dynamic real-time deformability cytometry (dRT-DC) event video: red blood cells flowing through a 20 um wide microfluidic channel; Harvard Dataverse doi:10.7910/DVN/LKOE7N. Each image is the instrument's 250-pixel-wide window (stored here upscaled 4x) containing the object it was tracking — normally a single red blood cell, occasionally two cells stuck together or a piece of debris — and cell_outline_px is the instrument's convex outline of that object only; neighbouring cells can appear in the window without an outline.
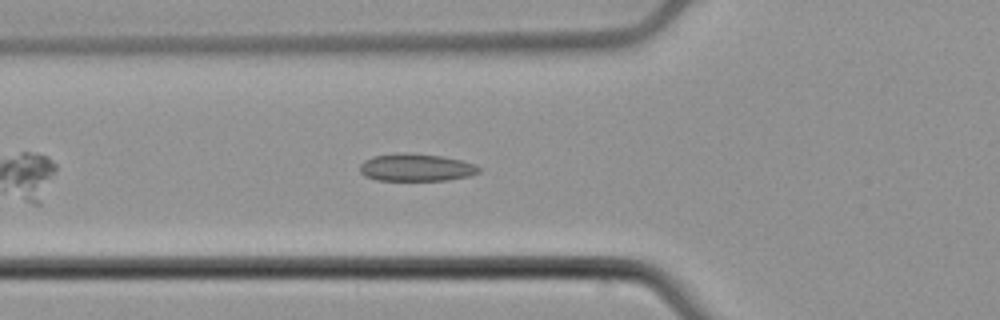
{"species": "common noctule bat (a hibernating species)", "species_latin": "Nyctalus noctula", "temperature_condition": "cold", "stored_images_in_passage": 42, "camera_frame_rate_fps": 3000, "um_per_image_px": 0.085, "animal": {"sex": "male", "body_mass_g": 21.5, "forearm_length_mm": 52.0}, "frame": {"image": 1, "passage_image": 8, "time_ms": 2.333, "image_size_px": [1000, 320], "cell_outline_px": [[480, 172], [468, 176], [448, 180], [376, 180], [364, 176], [360, 172], [360, 164], [364, 160], [372, 156], [396, 152], [404, 152], [440, 156], [464, 160], [476, 164], [480, 168]], "centroid_in_image_um": [35.35, 14.22], "position_along_channel_um": 90.4, "area_um2": 19.31}}
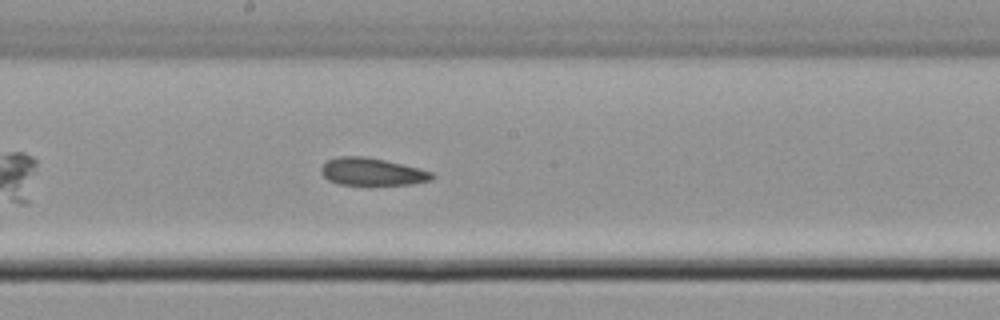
{"frame": {"image": 2, "passage_image": 18, "time_ms": 5.667, "image_size_px": [1000, 320], "cell_outline_px": [[436, 176], [432, 180], [412, 184], [340, 184], [328, 180], [320, 172], [320, 168], [328, 160], [336, 156], [364, 156], [384, 160], [420, 168], [432, 172]], "centroid_in_image_um": [31.63, 14.59], "position_along_channel_um": 216.6, "area_um2": 17.69}}
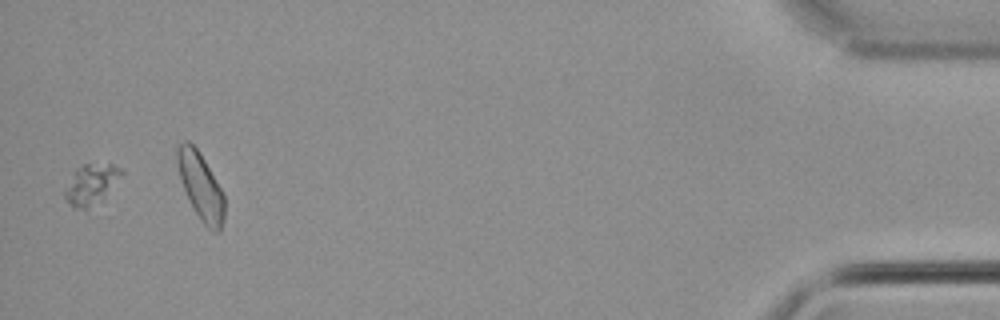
{"frame": {"image": 3, "passage_image": 40, "time_ms": 13.0, "image_size_px": [1000, 320], "cell_outline_px": [[124, 172], [104, 196], [100, 200], [84, 208], [72, 208], [68, 204], [64, 196], [64, 188], [76, 172], [84, 164], [112, 164], [120, 168]], "centroid_in_image_um": [7.73, 15.66], "position_along_channel_um": 427.5, "area_um2": 12.66}, "authors_computed_cell_mechanics": {"area_um2": 18.1203, "velocity_mm_per_s": 3.7801, "shape_relaxation_time_tau1_ms": null, "shape_relaxation_time_tau2_ms": 1.3264, "deformation_change_tau1": null, "deformation_change_tau2": 0.0575}}